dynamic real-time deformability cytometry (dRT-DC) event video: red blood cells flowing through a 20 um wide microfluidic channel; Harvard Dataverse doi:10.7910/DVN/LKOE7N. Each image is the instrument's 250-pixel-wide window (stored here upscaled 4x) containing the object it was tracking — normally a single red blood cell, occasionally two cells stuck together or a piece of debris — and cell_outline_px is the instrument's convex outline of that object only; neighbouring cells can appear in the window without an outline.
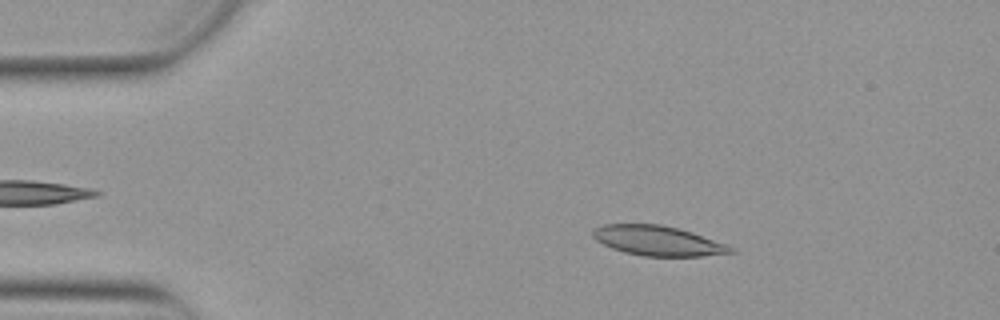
{"species": "Egyptian fruit bat (a non-hibernating species)", "species_latin": "Rousettus aegyptiacus", "temperature_condition": "warm", "stored_images_in_passage": 46, "camera_frame_rate_fps": 3000, "um_per_image_px": 0.085, "animal": {"sex": "female"}, "frame": {"image": 1, "passage_image": 3, "time_ms": 0.667, "image_size_px": [1000, 320], "cell_outline_px": [[740, 252], [700, 256], [644, 256], [624, 252], [612, 248], [596, 240], [592, 236], [592, 232], [596, 228], [604, 224], [660, 224], [692, 232], [728, 244], [736, 248]], "centroid_in_image_um": [55.99, 20.47], "position_along_channel_um": 29.0, "area_um2": 24.04}}
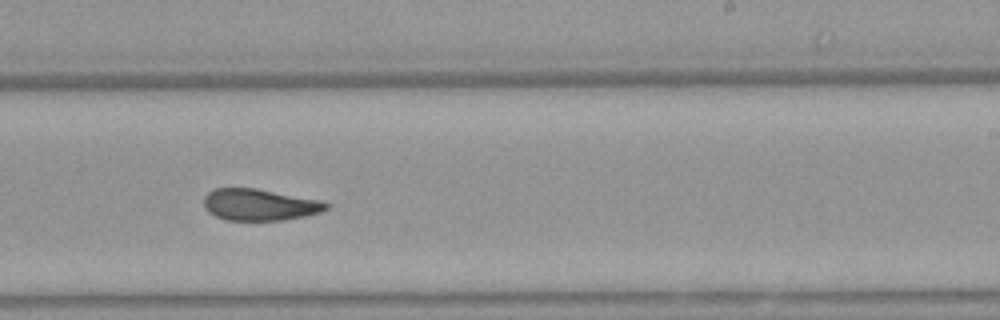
{"frame": {"image": 2, "passage_image": 26, "time_ms": 8.333, "image_size_px": [1000, 320], "cell_outline_px": [[328, 208], [320, 212], [304, 216], [284, 220], [228, 220], [216, 216], [208, 212], [204, 208], [204, 196], [212, 188], [256, 188], [320, 200], [328, 204]], "centroid_in_image_um": [22.02, 17.39], "position_along_channel_um": 267.0, "area_um2": 22.48}}
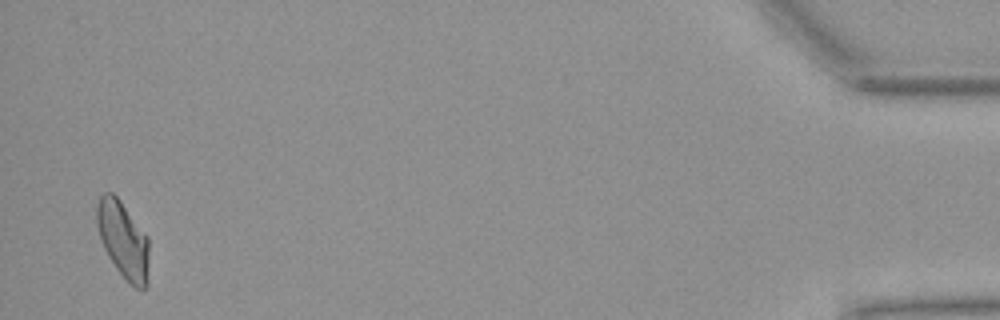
{"frame": {"image": 3, "passage_image": 45, "time_ms": 14.667, "image_size_px": [1000, 320], "cell_outline_px": [[148, 284], [144, 288], [136, 288], [116, 268], [108, 256], [100, 240], [96, 224], [96, 204], [100, 196], [104, 192], [112, 192], [120, 200], [148, 236]], "centroid_in_image_um": [10.45, 20.35], "position_along_channel_um": 424.7, "area_um2": 23.35}, "authors_computed_cell_mechanics": {"area_um2": 23.5246, "velocity_mm_per_s": 3.8766, "shape_relaxation_time_tau1_ms": null, "shape_relaxation_time_tau2_ms": 3.4551, "deformation_change_tau1": null, "deformation_change_tau2": 0.1121}}